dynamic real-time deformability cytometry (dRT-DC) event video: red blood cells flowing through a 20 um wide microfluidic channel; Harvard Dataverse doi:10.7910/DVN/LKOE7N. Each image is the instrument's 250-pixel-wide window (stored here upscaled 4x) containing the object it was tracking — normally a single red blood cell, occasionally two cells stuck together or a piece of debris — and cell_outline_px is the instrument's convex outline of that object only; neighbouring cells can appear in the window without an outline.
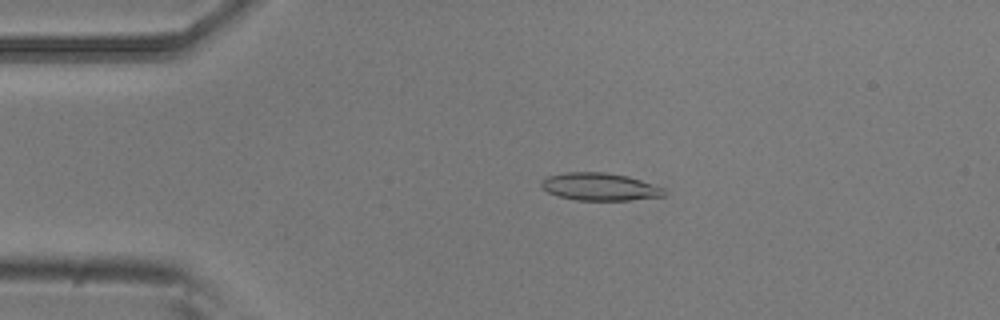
{"species": "common noctule bat (a hibernating species)", "species_latin": "Nyctalus noctula", "temperature_condition": "room temperature", "stored_images_in_passage": 4, "camera_frame_rate_fps": 3000, "um_per_image_px": 0.085, "animal": {"sex": "male", "body_mass_g": 20.5, "forearm_length_mm": 52.5}, "frame": {"image": 1, "passage_image": 3, "time_ms": 0.667, "image_size_px": [1000, 320], "cell_outline_px": [[668, 192], [664, 196], [628, 200], [576, 200], [560, 196], [548, 192], [540, 184], [540, 180], [544, 176], [564, 172], [604, 172], [628, 176], [664, 188]], "centroid_in_image_um": [50.96, 15.86], "position_along_channel_um": 34.0, "area_um2": 19.83}}